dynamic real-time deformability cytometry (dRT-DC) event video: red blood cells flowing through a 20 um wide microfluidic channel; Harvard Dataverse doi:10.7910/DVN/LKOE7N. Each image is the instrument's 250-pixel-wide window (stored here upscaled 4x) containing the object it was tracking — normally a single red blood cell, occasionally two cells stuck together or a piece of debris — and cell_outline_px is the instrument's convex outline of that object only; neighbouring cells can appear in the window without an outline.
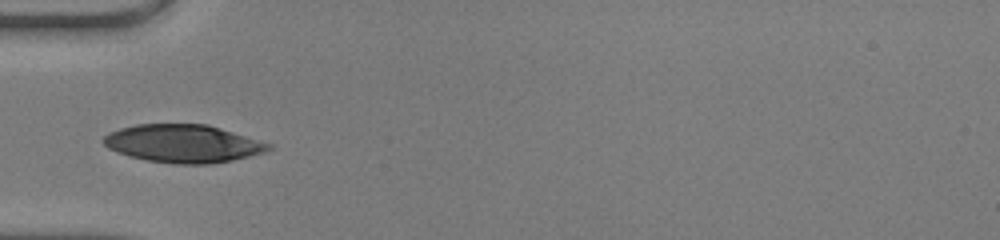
{"species": "human", "species_latin": "Homo sapiens", "temperature_condition": "warm", "stored_images_in_passage": 30, "segment_of_instrument_passage": [1, 2], "camera_frame_rate_fps": 3000, "um_per_image_px": 0.085, "donor": {"sex": "male"}, "frame": {"image": 1, "passage_image": 1, "time_ms": 0.0, "image_size_px": [1000, 240], "cell_outline_px": [[272, 148], [264, 152], [232, 160], [212, 164], [176, 164], [148, 160], [128, 156], [116, 152], [108, 148], [100, 140], [108, 132], [120, 128], [136, 124], [208, 124], [272, 144]], "centroid_in_image_um": [15.53, 12.2], "position_along_channel_um": 69.5, "area_um2": 36.59}}
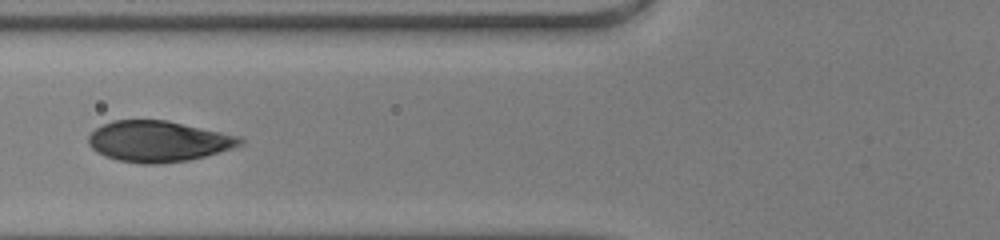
{"frame": {"image": 2, "passage_image": 4, "time_ms": 1.0, "image_size_px": [1000, 240], "cell_outline_px": [[244, 144], [232, 148], [204, 156], [188, 160], [156, 164], [140, 164], [116, 160], [104, 156], [96, 152], [88, 144], [88, 136], [96, 128], [112, 120], [168, 120], [240, 136], [244, 140]], "centroid_in_image_um": [13.44, 12.01], "position_along_channel_um": 112.4, "area_um2": 36.24}}